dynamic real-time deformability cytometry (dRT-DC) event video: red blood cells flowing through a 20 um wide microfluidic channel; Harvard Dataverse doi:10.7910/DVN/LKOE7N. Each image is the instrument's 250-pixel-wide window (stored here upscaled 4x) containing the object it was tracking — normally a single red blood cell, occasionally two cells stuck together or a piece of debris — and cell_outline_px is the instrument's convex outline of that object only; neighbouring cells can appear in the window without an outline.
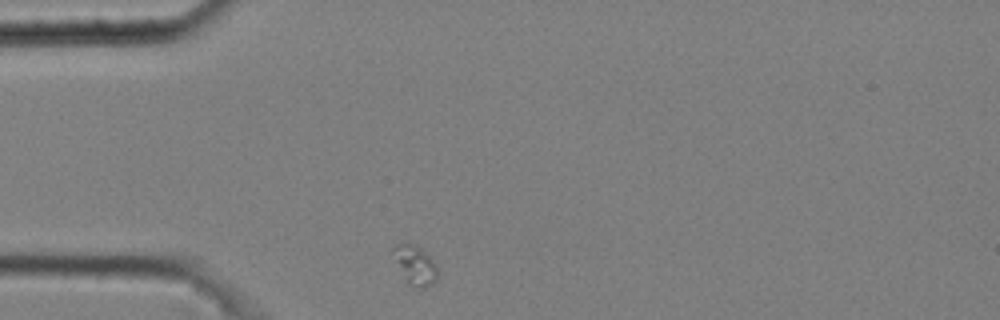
{"species": "common noctule bat (a hibernating species)", "species_latin": "Nyctalus noctula", "temperature_condition": "cold", "stored_images_in_passage": 2, "camera_frame_rate_fps": 3000, "um_per_image_px": 0.085, "animal": {"sex": "male", "body_mass_g": 20.4}, "frame": {"image": 1, "passage_image": 1, "time_ms": 0.0, "image_size_px": [1000, 320], "cell_outline_px": [[436, 280], [432, 284], [424, 288], [420, 288], [408, 284], [388, 252], [396, 244], [416, 244], [436, 264]], "centroid_in_image_um": [35.2, 22.52], "position_along_channel_um": 49.8, "area_um2": 10.23}}